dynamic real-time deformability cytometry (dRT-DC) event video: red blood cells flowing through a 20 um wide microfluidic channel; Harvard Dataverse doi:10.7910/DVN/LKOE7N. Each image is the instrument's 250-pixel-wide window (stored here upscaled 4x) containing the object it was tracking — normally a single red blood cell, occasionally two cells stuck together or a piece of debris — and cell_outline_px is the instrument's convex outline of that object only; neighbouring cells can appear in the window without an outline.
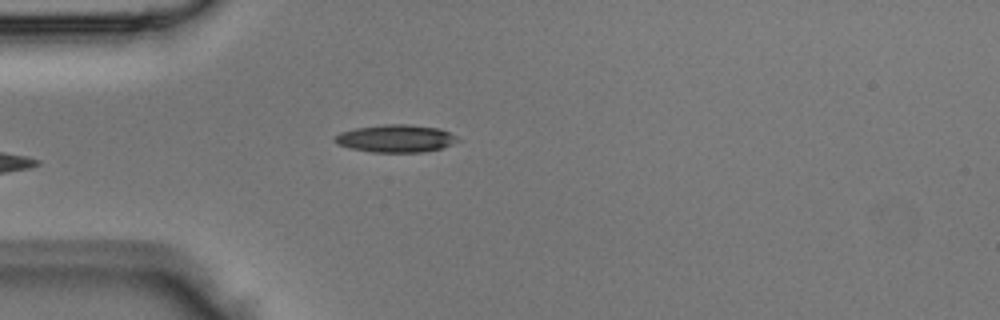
{"species": "Egyptian fruit bat (a non-hibernating species)", "species_latin": "Rousettus aegyptiacus", "temperature_condition": "room temperature", "stored_images_in_passage": 4, "camera_frame_rate_fps": 3000, "um_per_image_px": 0.085, "animal": {"sex": "male"}, "frame": {"image": 1, "passage_image": 4, "time_ms": 1.0, "image_size_px": [1000, 320], "cell_outline_px": [[460, 140], [444, 148], [424, 152], [372, 152], [352, 148], [336, 144], [332, 140], [332, 136], [340, 132], [356, 128], [384, 124], [408, 124], [440, 128], [456, 136]], "centroid_in_image_um": [33.62, 11.77], "position_along_channel_um": 51.4, "area_um2": 19.94}}